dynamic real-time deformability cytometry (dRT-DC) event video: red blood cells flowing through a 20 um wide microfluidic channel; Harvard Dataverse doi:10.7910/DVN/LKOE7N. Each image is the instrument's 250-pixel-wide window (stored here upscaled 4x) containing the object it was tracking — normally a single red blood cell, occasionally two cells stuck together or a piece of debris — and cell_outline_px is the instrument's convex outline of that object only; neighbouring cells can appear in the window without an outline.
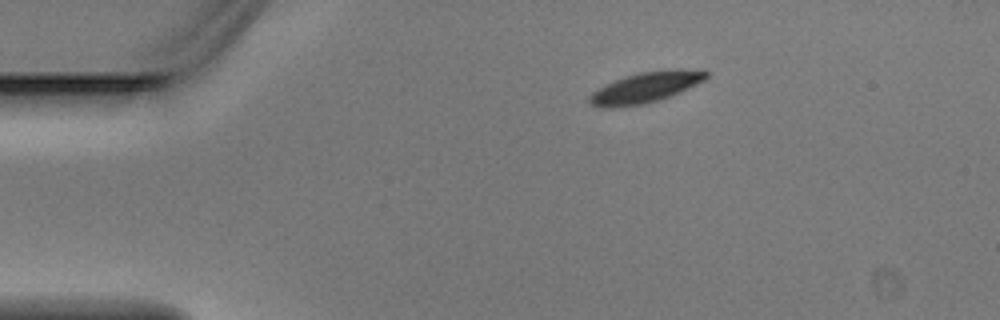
{"species": "Egyptian fruit bat (a non-hibernating species)", "species_latin": "Rousettus aegyptiacus", "temperature_condition": "warm", "stored_images_in_passage": 3, "camera_frame_rate_fps": 3000, "um_per_image_px": 0.085, "animal": {"sex": "male"}, "frame": {"image": 1, "passage_image": 1, "time_ms": 0.0, "image_size_px": [1000, 320], "cell_outline_px": [[708, 76], [704, 80], [680, 92], [644, 104], [612, 108], [604, 108], [592, 104], [588, 100], [588, 96], [592, 92], [604, 84], [640, 72], [668, 68], [704, 68], [708, 72]], "centroid_in_image_um": [54.93, 7.39], "position_along_channel_um": 30.1, "area_um2": 21.04}}
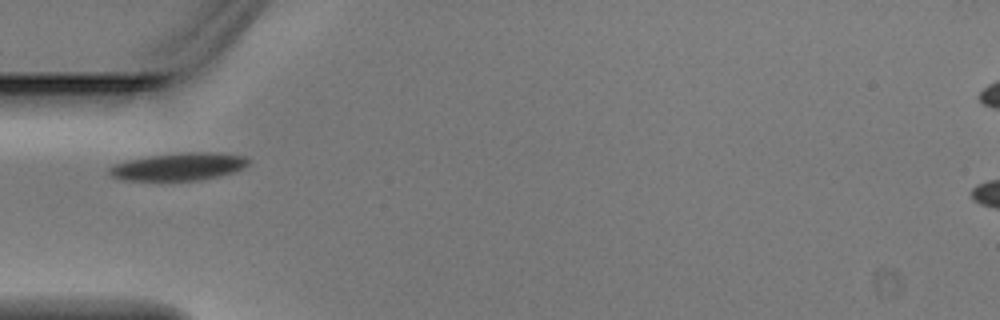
{"frame": {"image": 2, "passage_image": 3, "time_ms": 0.667, "image_size_px": [1000, 320], "cell_outline_px": [[248, 164], [232, 172], [200, 180], [124, 180], [112, 176], [108, 172], [108, 168], [116, 164], [128, 160], [148, 156], [188, 152], [212, 152], [248, 156]], "centroid_in_image_um": [15.18, 14.15], "position_along_channel_um": 69.8, "area_um2": 22.02}}